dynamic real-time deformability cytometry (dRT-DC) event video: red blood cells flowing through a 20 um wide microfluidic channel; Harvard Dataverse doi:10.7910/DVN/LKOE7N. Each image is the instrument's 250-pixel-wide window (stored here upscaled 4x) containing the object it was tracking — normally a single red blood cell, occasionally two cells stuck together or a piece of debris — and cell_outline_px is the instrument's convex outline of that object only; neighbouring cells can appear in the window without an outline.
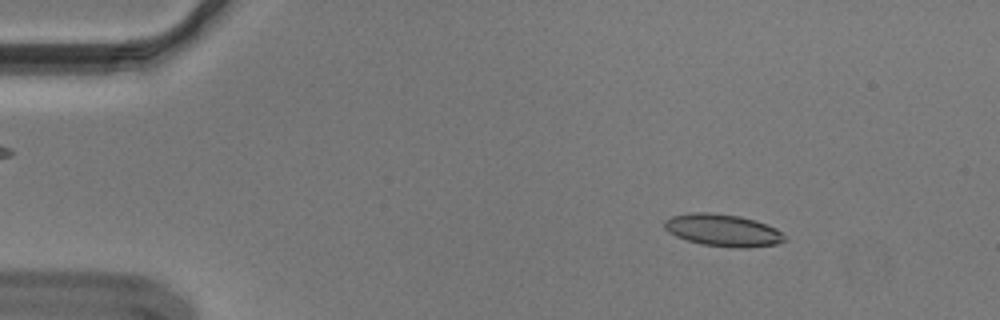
{"species": "Egyptian fruit bat (a non-hibernating species)", "species_latin": "Rousettus aegyptiacus", "temperature_condition": "cold", "stored_images_in_passage": 54, "camera_frame_rate_fps": 3000, "um_per_image_px": 0.085, "animal": {"sex": "male"}, "frame": {"image": 1, "passage_image": 7, "time_ms": 2.0, "image_size_px": [1000, 320], "cell_outline_px": [[788, 240], [776, 244], [748, 248], [732, 248], [700, 244], [676, 236], [668, 232], [664, 228], [664, 220], [672, 216], [688, 212], [708, 212], [740, 216], [756, 220], [776, 228], [788, 236]], "centroid_in_image_um": [61.48, 19.57], "position_along_channel_um": 23.5, "area_um2": 22.95}}
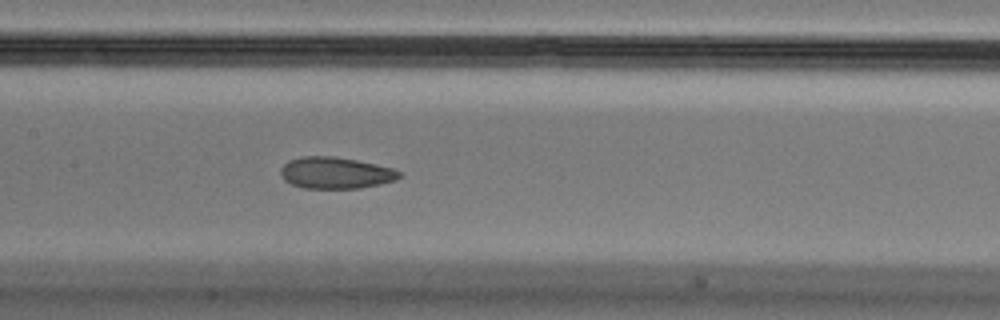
{"frame": {"image": 2, "passage_image": 26, "time_ms": 8.333, "image_size_px": [1000, 320], "cell_outline_px": [[404, 172], [396, 180], [380, 184], [360, 188], [304, 188], [292, 184], [284, 180], [280, 172], [280, 168], [288, 160], [300, 156], [332, 156], [356, 160], [376, 164], [392, 168]], "centroid_in_image_um": [28.53, 14.69], "position_along_channel_um": 178.9, "area_um2": 21.91}}
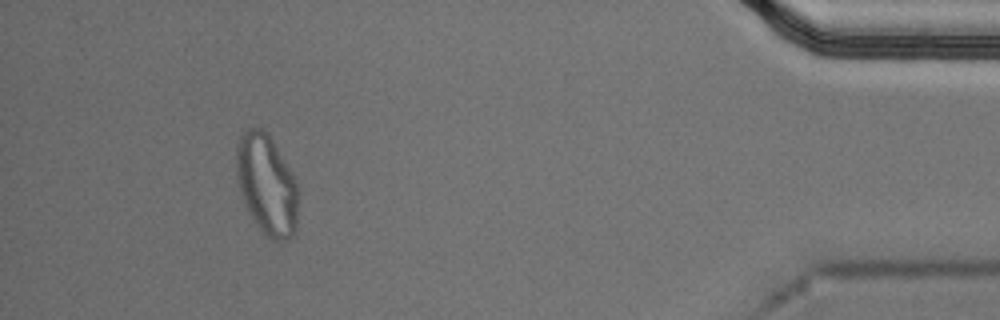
{"frame": {"image": 3, "passage_image": 50, "time_ms": 16.333, "image_size_px": [1000, 320], "cell_outline_px": [[300, 192], [296, 232], [288, 240], [272, 240], [264, 236], [244, 204], [240, 192], [236, 176], [236, 148], [240, 136], [248, 128], [260, 128], [268, 132], [292, 172], [300, 188]], "centroid_in_image_um": [22.71, 15.72], "position_along_channel_um": 412.5, "area_um2": 36.99}, "authors_computed_cell_mechanics": {"area_um2": 22.3686, "velocity_mm_per_s": 3.6388, "shape_relaxation_time_tau1_ms": null, "shape_relaxation_time_tau2_ms": 1.8023, "deformation_change_tau1": null, "deformation_change_tau2": 0.0727}}